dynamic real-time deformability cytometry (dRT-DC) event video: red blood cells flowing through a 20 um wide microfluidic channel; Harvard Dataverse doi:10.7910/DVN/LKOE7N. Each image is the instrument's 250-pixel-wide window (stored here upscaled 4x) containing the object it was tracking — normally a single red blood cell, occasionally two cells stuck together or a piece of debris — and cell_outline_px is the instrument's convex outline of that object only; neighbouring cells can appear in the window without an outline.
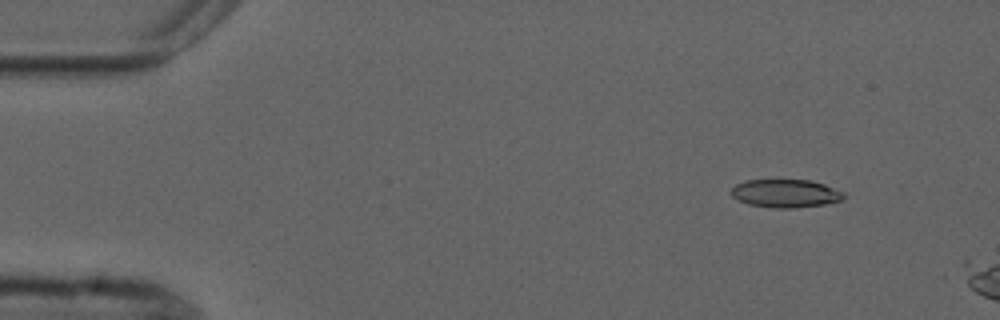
{"species": "common noctule bat (a hibernating species)", "species_latin": "Nyctalus noctula", "temperature_condition": "cold", "stored_images_in_passage": 3, "camera_frame_rate_fps": 3000, "um_per_image_px": 0.085, "animal": {"sex": "male", "forearm_length_mm": 52.5}, "frame": {"image": 1, "passage_image": 1, "time_ms": 0.0, "image_size_px": [1000, 320], "cell_outline_px": [[844, 196], [840, 200], [824, 204], [792, 208], [772, 208], [748, 204], [732, 196], [732, 188], [736, 184], [744, 180], [808, 180], [824, 184], [844, 192]], "centroid_in_image_um": [66.75, 16.43], "position_along_channel_um": 18.2, "area_um2": 18.26}}